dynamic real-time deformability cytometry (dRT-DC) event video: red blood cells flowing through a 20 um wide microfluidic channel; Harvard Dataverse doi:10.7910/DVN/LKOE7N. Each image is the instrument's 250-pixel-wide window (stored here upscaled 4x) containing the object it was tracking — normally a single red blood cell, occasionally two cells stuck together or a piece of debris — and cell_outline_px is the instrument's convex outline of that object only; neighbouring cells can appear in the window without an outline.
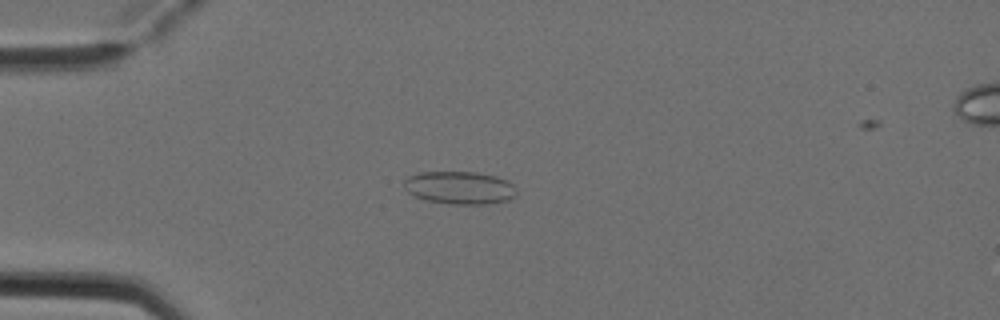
{"species": "Egyptian fruit bat (a non-hibernating species)", "species_latin": "Rousettus aegyptiacus", "temperature_condition": "cold", "stored_images_in_passage": 5, "camera_frame_rate_fps": 3000, "um_per_image_px": 0.085, "animal": {"sex": "female"}, "frame": {"image": 1, "passage_image": 3, "time_ms": 0.667, "image_size_px": [1000, 320], "cell_outline_px": [[516, 196], [508, 200], [488, 204], [448, 204], [428, 200], [416, 196], [408, 192], [404, 188], [404, 180], [408, 176], [420, 172], [476, 172], [496, 176], [508, 180], [516, 188]], "centroid_in_image_um": [39.09, 15.95], "position_along_channel_um": 45.9, "area_um2": 21.62}}
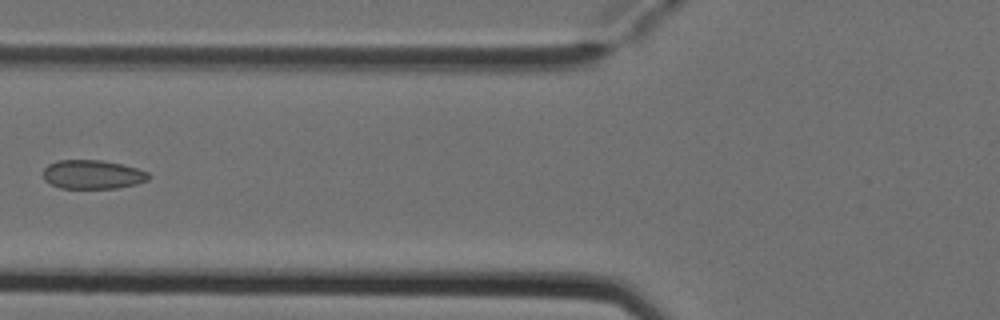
{"frame": {"image": 2, "passage_image": 5, "time_ms": 1.333, "image_size_px": [1000, 320], "cell_outline_px": [[152, 176], [148, 180], [136, 184], [116, 188], [60, 188], [44, 180], [44, 168], [48, 164], [60, 160], [104, 160], [136, 168], [148, 172]], "centroid_in_image_um": [7.89, 14.83], "position_along_channel_um": 117.9, "area_um2": 17.74}}